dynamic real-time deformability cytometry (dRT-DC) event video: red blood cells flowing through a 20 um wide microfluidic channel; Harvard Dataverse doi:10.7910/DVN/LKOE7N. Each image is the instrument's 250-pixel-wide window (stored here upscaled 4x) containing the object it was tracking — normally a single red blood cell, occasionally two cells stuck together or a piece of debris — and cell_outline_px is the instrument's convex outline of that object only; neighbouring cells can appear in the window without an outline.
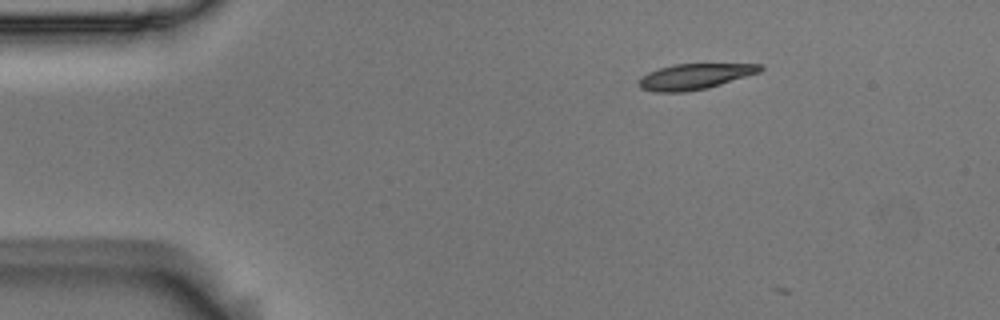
{"species": "Egyptian fruit bat (a non-hibernating species)", "species_latin": "Rousettus aegyptiacus", "temperature_condition": "room temperature", "stored_images_in_passage": 2, "camera_frame_rate_fps": 3000, "um_per_image_px": 0.085, "animal": {"sex": "male"}, "frame": {"image": 1, "passage_image": 1, "time_ms": 0.0, "image_size_px": [1000, 320], "cell_outline_px": [[764, 68], [760, 72], [708, 88], [684, 92], [656, 92], [640, 88], [636, 80], [640, 76], [648, 72], [660, 68], [676, 64], [764, 64]], "centroid_in_image_um": [59.02, 6.5], "position_along_channel_um": 26.0, "area_um2": 18.21}}